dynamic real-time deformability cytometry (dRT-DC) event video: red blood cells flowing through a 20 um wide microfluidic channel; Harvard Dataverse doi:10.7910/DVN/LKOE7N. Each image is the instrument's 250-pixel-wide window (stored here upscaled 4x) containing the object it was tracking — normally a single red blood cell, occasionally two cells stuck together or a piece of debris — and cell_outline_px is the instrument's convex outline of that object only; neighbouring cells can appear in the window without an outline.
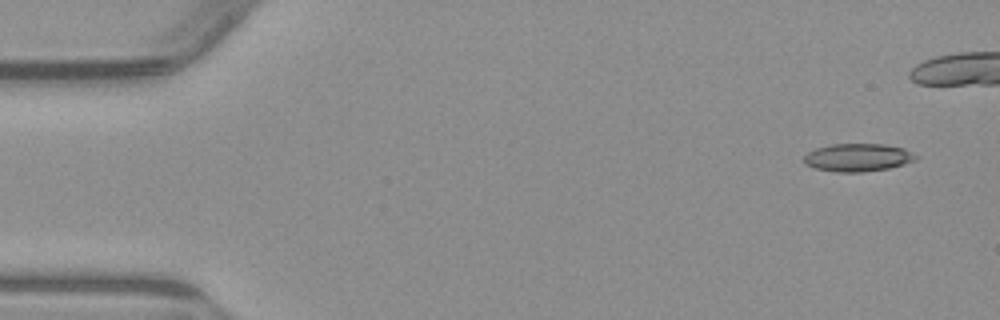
{"species": "common noctule bat (a hibernating species)", "species_latin": "Nyctalus noctula", "temperature_condition": "warm", "stored_images_in_passage": 6, "camera_frame_rate_fps": 3000, "um_per_image_px": 0.085, "animal": {"sex": "male", "body_mass_g": 23.1, "forearm_length_mm": 52.7}, "frame": {"image": 1, "passage_image": 1, "time_ms": 0.0, "image_size_px": [1000, 320], "cell_outline_px": [[916, 160], [904, 164], [888, 168], [860, 172], [840, 172], [816, 168], [804, 164], [804, 156], [808, 152], [816, 148], [832, 144], [884, 144], [904, 148], [916, 156]], "centroid_in_image_um": [72.9, 13.38], "position_along_channel_um": 12.1, "area_um2": 17.98}}